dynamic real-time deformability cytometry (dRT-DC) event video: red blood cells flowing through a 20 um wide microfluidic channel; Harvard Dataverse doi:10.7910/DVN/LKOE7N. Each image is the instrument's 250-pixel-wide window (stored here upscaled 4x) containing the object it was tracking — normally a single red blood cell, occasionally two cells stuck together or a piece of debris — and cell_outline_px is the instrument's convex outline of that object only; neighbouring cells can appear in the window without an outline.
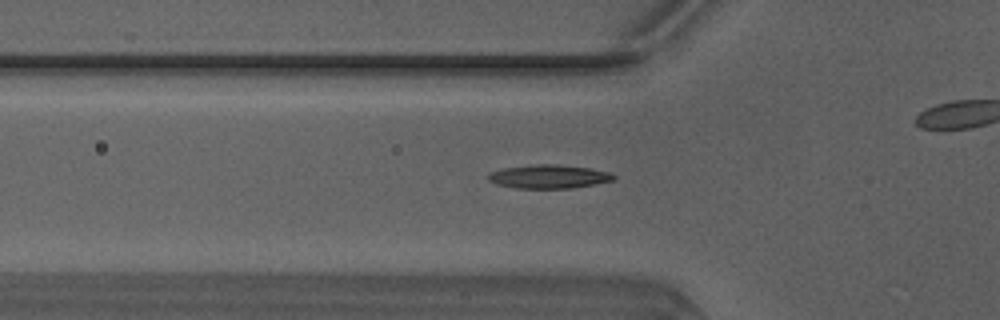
{"species": "Egyptian fruit bat (a non-hibernating species)", "species_latin": "Rousettus aegyptiacus", "temperature_condition": "warm", "stored_images_in_passage": 47, "camera_frame_rate_fps": 3000, "um_per_image_px": 0.085, "animal": {"sex": "male"}, "frame": {"image": 1, "passage_image": 16, "time_ms": 5.0, "image_size_px": [1000, 320], "cell_outline_px": [[616, 176], [612, 180], [572, 188], [516, 188], [496, 184], [488, 180], [484, 176], [492, 172], [504, 168], [536, 164], [556, 164], [588, 168], [608, 172]], "centroid_in_image_um": [46.58, 15.01], "position_along_channel_um": 79.2, "area_um2": 17.05}}
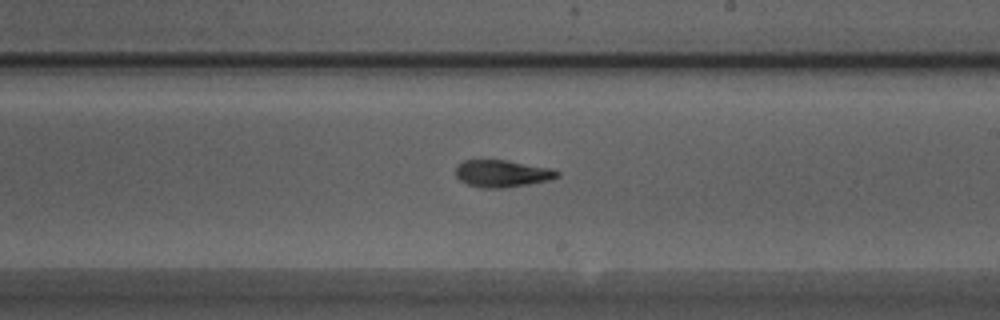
{"frame": {"image": 2, "passage_image": 28, "time_ms": 9.0, "image_size_px": [1000, 320], "cell_outline_px": [[560, 176], [548, 180], [528, 184], [500, 188], [480, 188], [468, 184], [460, 180], [456, 176], [456, 168], [464, 160], [508, 160], [548, 168], [560, 172]], "centroid_in_image_um": [42.67, 14.75], "position_along_channel_um": 246.3, "area_um2": 15.84}}
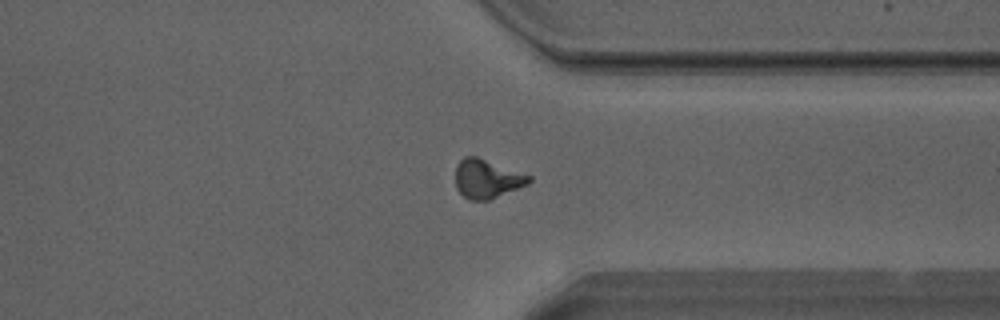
{"frame": {"image": 3, "passage_image": 37, "time_ms": 12.0, "image_size_px": [1000, 320], "cell_outline_px": [[532, 180], [528, 184], [488, 200], [468, 200], [456, 188], [456, 164], [464, 156], [476, 156], [532, 176]], "centroid_in_image_um": [41.38, 15.19], "position_along_channel_um": 370.0, "area_um2": 16.53}, "authors_computed_cell_mechanics": {"area_um2": 16.0684, "velocity_mm_per_s": 4.1802, "shape_relaxation_time_tau1_ms": 6.0173, "shape_relaxation_time_tau2_ms": 4.5713, "deformation_change_tau1": 0.1991, "deformation_change_tau2": 0.1342}}